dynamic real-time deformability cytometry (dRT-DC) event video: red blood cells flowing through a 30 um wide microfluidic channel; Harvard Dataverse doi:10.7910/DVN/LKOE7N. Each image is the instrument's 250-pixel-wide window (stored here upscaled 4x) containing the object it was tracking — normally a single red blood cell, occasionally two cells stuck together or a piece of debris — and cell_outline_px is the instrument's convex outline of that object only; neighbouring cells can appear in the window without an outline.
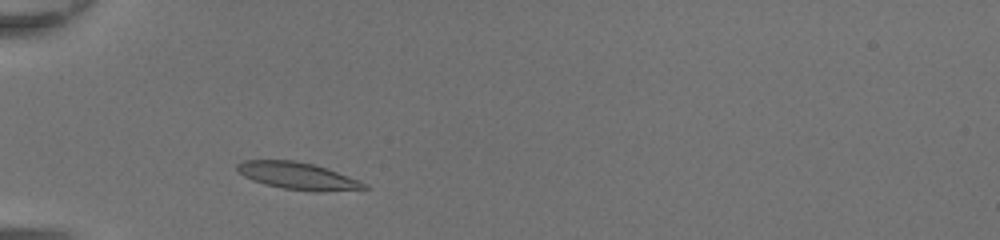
{"species": "common noctule bat (a hibernating species)", "species_latin": "Nyctalus noctula", "temperature_condition": "room temperature", "stored_images_in_passage": 31, "camera_frame_rate_fps": 3000, "um_per_image_px": 0.085, "animal": {"sex": "female", "body_mass_g": 20.0, "forearm_length_mm": 54.0}, "frame": {"image": 1, "passage_image": 4, "time_ms": 1.0, "image_size_px": [1000, 240], "cell_outline_px": [[368, 188], [316, 192], [280, 188], [264, 184], [252, 180], [236, 172], [236, 164], [244, 160], [296, 160], [312, 164], [360, 180], [368, 184]], "centroid_in_image_um": [25.25, 14.95], "position_along_channel_um": 59.8, "area_um2": 20.06}}
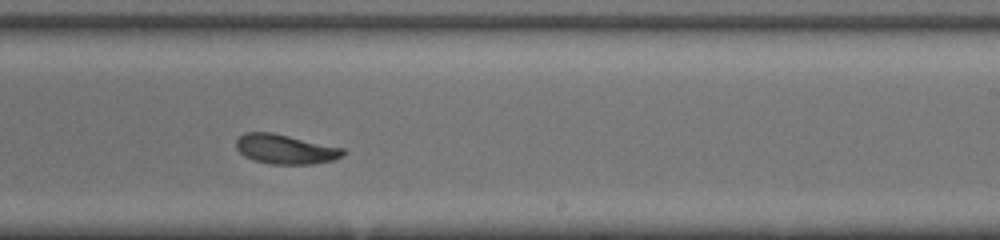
{"frame": {"image": 2, "passage_image": 19, "time_ms": 6.0, "image_size_px": [1000, 240], "cell_outline_px": [[344, 156], [332, 160], [312, 164], [272, 164], [252, 160], [244, 156], [236, 148], [236, 140], [244, 132], [272, 132], [344, 148]], "centroid_in_image_um": [24.24, 12.68], "position_along_channel_um": 264.8, "area_um2": 18.44}}
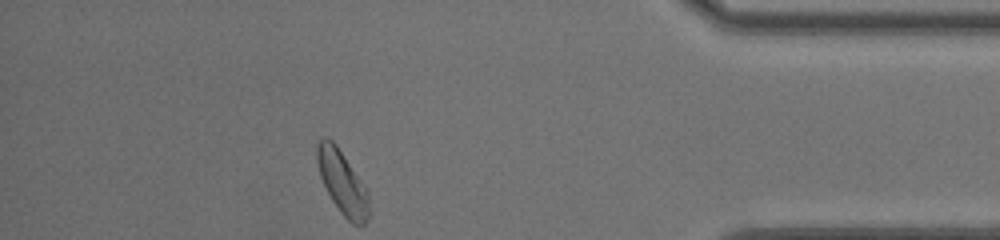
{"frame": {"image": 3, "passage_image": 31, "time_ms": 10.0, "image_size_px": [1000, 240], "cell_outline_px": [[368, 216], [364, 224], [352, 224], [340, 212], [332, 200], [320, 176], [316, 160], [316, 144], [324, 136], [328, 136], [336, 144], [364, 184], [368, 192]], "centroid_in_image_um": [29.07, 15.46], "position_along_channel_um": 406.1, "area_um2": 19.02}, "authors_computed_cell_mechanics": {"area_um2": 18.9584, "velocity_mm_per_s": 4.3465, "shape_relaxation_time_tau1_ms": 2.2104, "shape_relaxation_time_tau2_ms": 1.9868, "deformation_change_tau1": 0.1226, "deformation_change_tau2": 0.057}}